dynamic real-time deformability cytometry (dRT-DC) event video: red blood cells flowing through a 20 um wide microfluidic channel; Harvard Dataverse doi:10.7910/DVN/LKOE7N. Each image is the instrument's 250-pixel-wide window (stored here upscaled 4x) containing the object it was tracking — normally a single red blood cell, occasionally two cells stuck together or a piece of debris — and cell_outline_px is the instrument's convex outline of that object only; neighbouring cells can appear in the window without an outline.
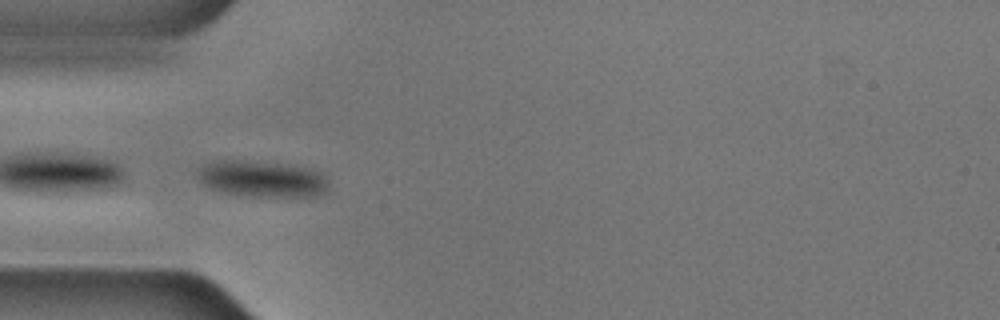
{"species": "common noctule bat (a hibernating species)", "species_latin": "Nyctalus noctula", "temperature_condition": "cold", "stored_images_in_passage": 54, "camera_frame_rate_fps": 3000, "um_per_image_px": 0.085, "animal": {"sex": "male", "body_mass_g": 17.9, "forearm_length_mm": 54.2}, "frame": {"image": 1, "passage_image": 15, "time_ms": 4.667, "image_size_px": [1000, 320], "cell_outline_px": [[328, 192], [316, 196], [240, 196], [208, 188], [196, 176], [200, 168], [204, 164], [216, 160], [256, 160], [288, 164], [312, 168], [324, 172], [328, 180]], "centroid_in_image_um": [22.33, 15.19], "position_along_channel_um": 62.7, "area_um2": 28.5}}
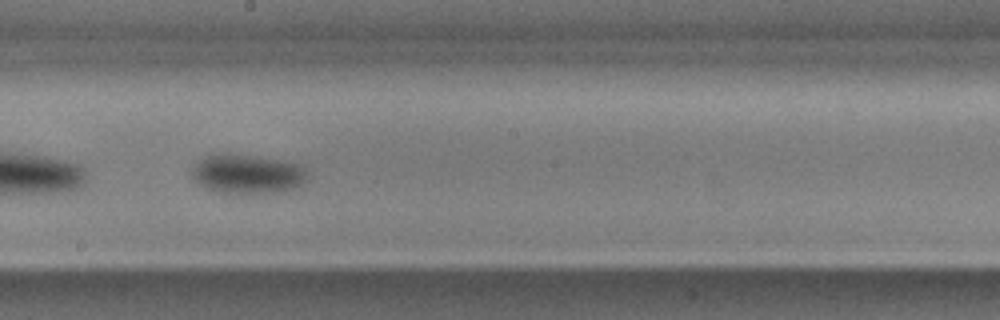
{"frame": {"image": 2, "passage_image": 29, "time_ms": 9.333, "image_size_px": [1000, 320], "cell_outline_px": [[312, 176], [308, 180], [296, 188], [284, 192], [252, 196], [240, 196], [216, 192], [204, 188], [192, 180], [188, 172], [192, 164], [204, 156], [212, 152], [228, 152], [256, 156], [300, 164], [308, 168]], "centroid_in_image_um": [20.99, 14.82], "position_along_channel_um": 227.2, "area_um2": 28.78}}
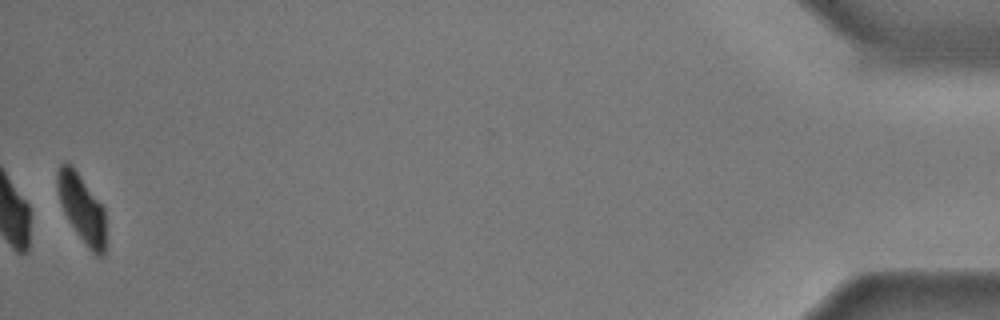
{"frame": {"image": 3, "passage_image": 54, "time_ms": 17.667, "image_size_px": [1000, 320], "cell_outline_px": [[104, 256], [96, 256], [88, 248], [76, 232], [68, 220], [60, 204], [56, 188], [56, 172], [60, 164], [72, 164], [104, 208]], "centroid_in_image_um": [6.91, 17.68], "position_along_channel_um": 428.3, "area_um2": 19.07}, "authors_computed_cell_mechanics": {"area_um2": 28.2931, "velocity_mm_per_s": 3.5467, "shape_relaxation_time_tau1_ms": 2.3149, "shape_relaxation_time_tau2_ms": null, "deformation_change_tau1": 0.0749, "deformation_change_tau2": null}}